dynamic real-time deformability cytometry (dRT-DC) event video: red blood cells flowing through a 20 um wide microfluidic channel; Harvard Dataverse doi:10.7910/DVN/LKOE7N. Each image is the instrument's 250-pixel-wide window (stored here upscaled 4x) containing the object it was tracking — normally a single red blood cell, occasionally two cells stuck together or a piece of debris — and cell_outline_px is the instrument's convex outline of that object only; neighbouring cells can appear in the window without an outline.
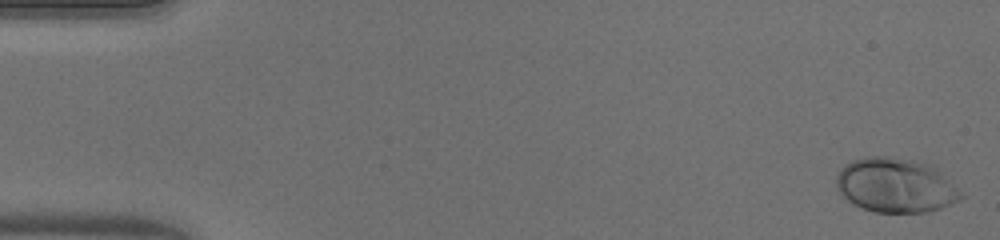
{"species": "human", "species_latin": "Homo sapiens", "temperature_condition": "warm", "stored_images_in_passage": 50, "camera_frame_rate_fps": 3000, "um_per_image_px": 0.085, "donor": {"sex": "male"}, "frame": {"image": 1, "passage_image": 1, "time_ms": 0.0, "image_size_px": [1000, 240], "cell_outline_px": [[968, 196], [960, 200], [940, 208], [928, 212], [876, 212], [860, 208], [852, 204], [840, 196], [836, 184], [836, 176], [840, 168], [844, 164], [852, 160], [864, 156], [884, 156], [908, 160], [928, 164], [936, 168]], "centroid_in_image_um": [76.11, 15.76], "position_along_channel_um": 8.9, "area_um2": 39.94}}
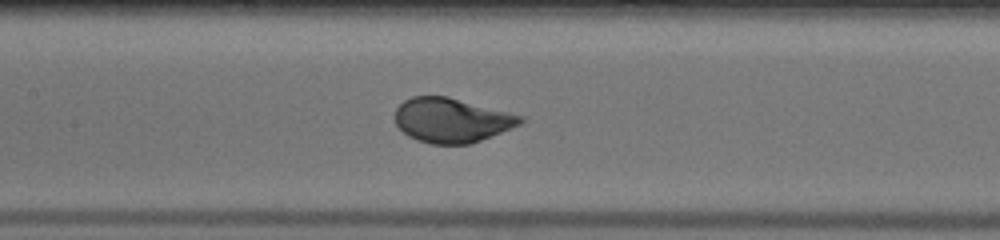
{"frame": {"image": 2, "passage_image": 24, "time_ms": 7.667, "image_size_px": [1000, 240], "cell_outline_px": [[524, 120], [520, 124], [480, 140], [468, 144], [432, 144], [416, 140], [408, 136], [396, 124], [396, 108], [404, 100], [412, 96], [448, 96], [524, 116]], "centroid_in_image_um": [38.37, 10.21], "position_along_channel_um": 169.0, "area_um2": 32.25}}
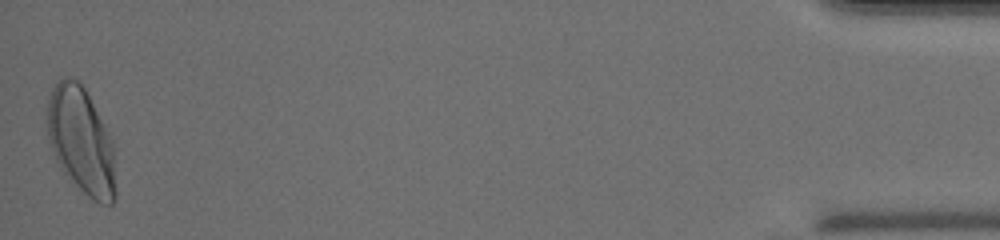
{"frame": {"image": 3, "passage_image": 50, "time_ms": 16.333, "image_size_px": [1000, 240], "cell_outline_px": [[116, 196], [112, 204], [100, 204], [92, 200], [60, 168], [56, 160], [48, 140], [48, 100], [52, 88], [60, 80], [68, 76], [80, 80], [112, 140], [116, 192]], "centroid_in_image_um": [6.9, 11.97], "position_along_channel_um": 428.3, "area_um2": 42.02}, "authors_computed_cell_mechanics": {"area_um2": 33.6396, "velocity_mm_per_s": 4.0552, "shape_relaxation_time_tau1_ms": 2.289, "shape_relaxation_time_tau2_ms": null, "deformation_change_tau1": 0.1734, "deformation_change_tau2": null}}